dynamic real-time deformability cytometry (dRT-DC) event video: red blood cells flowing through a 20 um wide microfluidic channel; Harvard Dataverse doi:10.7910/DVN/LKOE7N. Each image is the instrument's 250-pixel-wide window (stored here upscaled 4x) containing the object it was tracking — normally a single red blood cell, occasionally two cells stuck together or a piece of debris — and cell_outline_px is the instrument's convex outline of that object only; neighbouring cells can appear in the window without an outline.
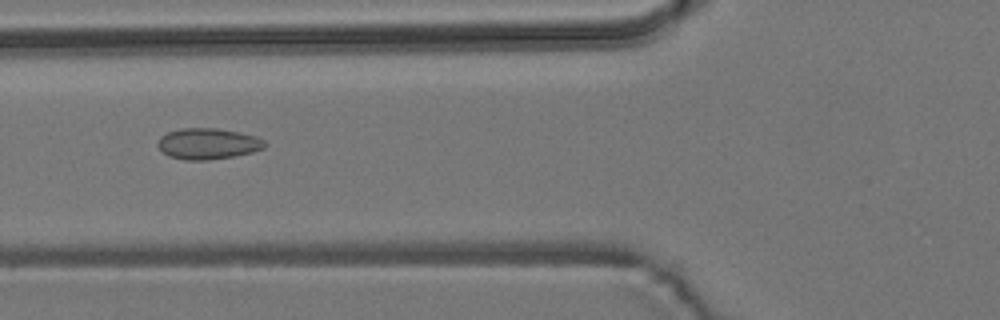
{"species": "common noctule bat (a hibernating species)", "species_latin": "Nyctalus noctula", "temperature_condition": "room temperature", "stored_images_in_passage": 10, "camera_frame_rate_fps": 3000, "um_per_image_px": 0.085, "animal": {"sex": "male", "body_mass_g": 19.2, "forearm_length_mm": 51.8}, "frame": {"image": 1, "passage_image": 5, "time_ms": 4.667, "image_size_px": [1000, 320], "cell_outline_px": [[264, 148], [252, 152], [232, 156], [208, 160], [184, 160], [168, 156], [156, 144], [160, 136], [168, 132], [184, 128], [216, 128], [240, 132], [256, 136], [264, 140]], "centroid_in_image_um": [17.65, 12.21], "position_along_channel_um": 108.2, "area_um2": 19.25}}
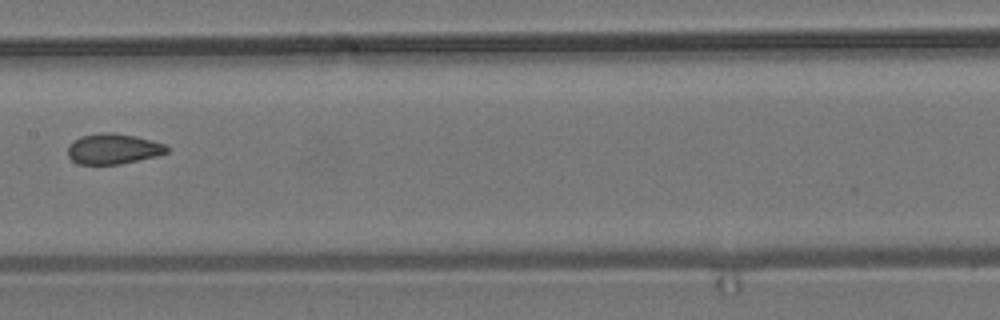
{"frame": {"image": 2, "passage_image": 7, "time_ms": 7.0, "image_size_px": [1000, 320], "cell_outline_px": [[168, 152], [156, 156], [120, 164], [80, 164], [72, 160], [68, 156], [68, 144], [80, 136], [100, 132], [112, 132], [136, 136], [164, 144], [168, 148]], "centroid_in_image_um": [9.59, 12.64], "position_along_channel_um": 197.8, "area_um2": 17.57}}
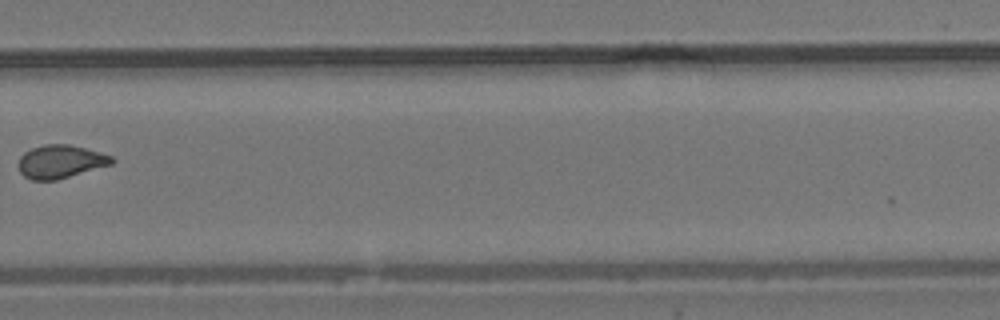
{"frame": {"image": 3, "passage_image": 10, "time_ms": 10.333, "image_size_px": [1000, 320], "cell_outline_px": [[116, 160], [112, 164], [56, 180], [32, 180], [24, 176], [20, 172], [16, 164], [20, 156], [24, 152], [32, 148], [44, 144], [68, 144], [100, 152], [112, 156]], "centroid_in_image_um": [5.11, 13.73], "position_along_channel_um": 324.7, "area_um2": 18.15}}